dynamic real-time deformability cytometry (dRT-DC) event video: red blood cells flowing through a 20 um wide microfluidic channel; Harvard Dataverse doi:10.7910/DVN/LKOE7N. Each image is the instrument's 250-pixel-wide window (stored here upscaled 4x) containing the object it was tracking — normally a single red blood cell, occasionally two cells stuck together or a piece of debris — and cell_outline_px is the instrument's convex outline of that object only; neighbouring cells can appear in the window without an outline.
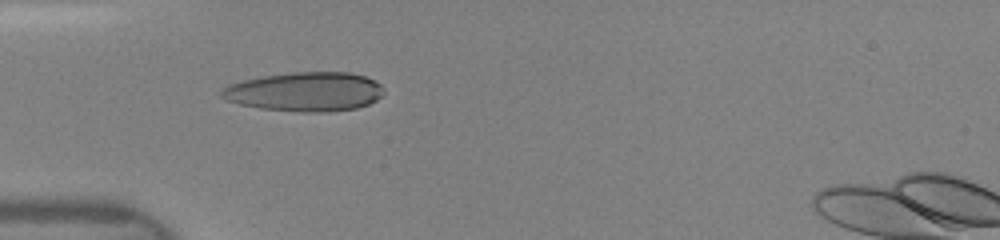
{"species": "human", "species_latin": "Homo sapiens", "temperature_condition": "room temperature", "stored_images_in_passage": 4, "camera_frame_rate_fps": 3000, "um_per_image_px": 0.085, "donor": {"sex": "female"}, "frame": {"image": 1, "passage_image": 1, "time_ms": 0.0, "image_size_px": [1000, 240], "cell_outline_px": [[384, 92], [376, 100], [368, 104], [356, 108], [328, 112], [304, 112], [260, 108], [240, 104], [228, 100], [220, 96], [220, 88], [228, 84], [244, 80], [264, 76], [292, 72], [348, 72], [364, 76], [376, 80], [384, 88]], "centroid_in_image_um": [25.93, 7.79], "position_along_channel_um": 59.1, "area_um2": 37.11}}
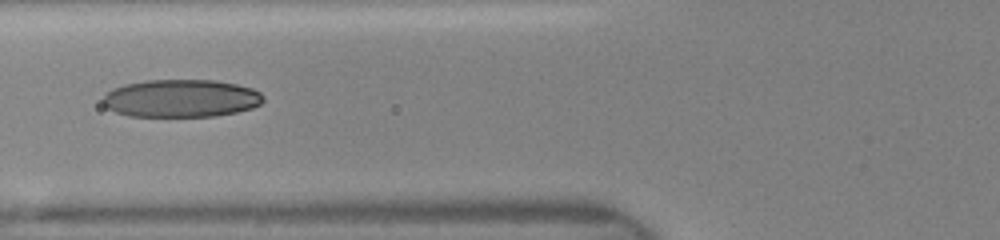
{"frame": {"image": 2, "passage_image": 3, "time_ms": 1.333, "image_size_px": [1000, 240], "cell_outline_px": [[264, 100], [260, 104], [252, 108], [236, 112], [216, 116], [128, 116], [116, 112], [108, 108], [100, 100], [112, 88], [124, 84], [148, 80], [216, 80], [236, 84], [252, 88], [260, 92], [264, 96]], "centroid_in_image_um": [15.39, 8.35], "position_along_channel_um": 110.4, "area_um2": 35.43}}